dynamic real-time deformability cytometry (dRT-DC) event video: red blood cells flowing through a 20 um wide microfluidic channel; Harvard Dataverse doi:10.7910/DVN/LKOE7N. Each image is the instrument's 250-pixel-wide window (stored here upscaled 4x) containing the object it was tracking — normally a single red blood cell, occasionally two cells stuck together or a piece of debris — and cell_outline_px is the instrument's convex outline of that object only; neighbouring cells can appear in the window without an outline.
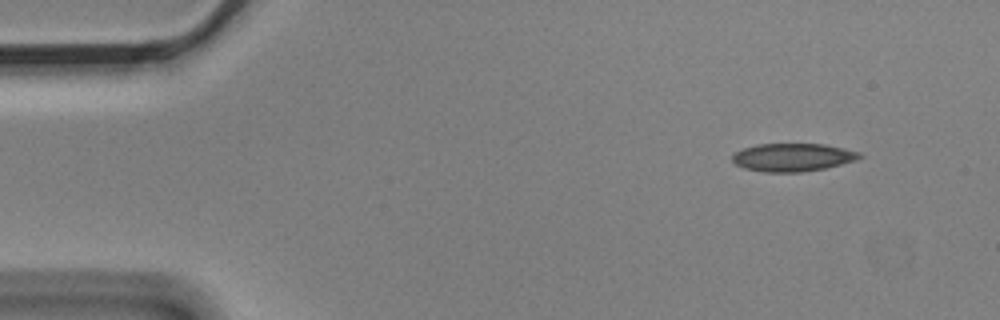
{"species": "Egyptian fruit bat (a non-hibernating species)", "species_latin": "Rousettus aegyptiacus", "temperature_condition": "cold", "stored_images_in_passage": 4, "camera_frame_rate_fps": 3000, "um_per_image_px": 0.085, "animal": {"sex": "male"}, "frame": {"image": 1, "passage_image": 1, "time_ms": 0.0, "image_size_px": [1000, 320], "cell_outline_px": [[864, 156], [856, 160], [824, 168], [800, 172], [764, 172], [744, 168], [736, 164], [732, 160], [732, 156], [736, 152], [744, 148], [760, 144], [824, 144], [860, 152]], "centroid_in_image_um": [67.39, 13.37], "position_along_channel_um": 17.6, "area_um2": 20.58}}
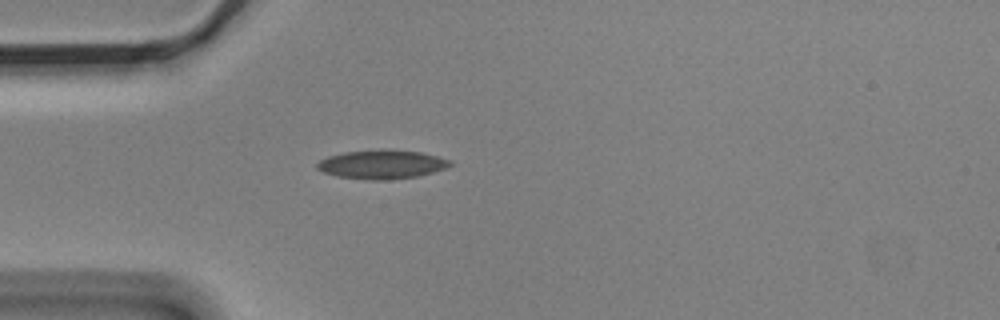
{"frame": {"image": 2, "passage_image": 4, "time_ms": 1.0, "image_size_px": [1000, 320], "cell_outline_px": [[452, 164], [448, 168], [420, 176], [388, 180], [368, 180], [336, 176], [324, 172], [316, 168], [316, 164], [320, 160], [328, 156], [344, 152], [420, 152], [436, 156], [448, 160]], "centroid_in_image_um": [32.45, 14.03], "position_along_channel_um": 52.6, "area_um2": 21.56}}